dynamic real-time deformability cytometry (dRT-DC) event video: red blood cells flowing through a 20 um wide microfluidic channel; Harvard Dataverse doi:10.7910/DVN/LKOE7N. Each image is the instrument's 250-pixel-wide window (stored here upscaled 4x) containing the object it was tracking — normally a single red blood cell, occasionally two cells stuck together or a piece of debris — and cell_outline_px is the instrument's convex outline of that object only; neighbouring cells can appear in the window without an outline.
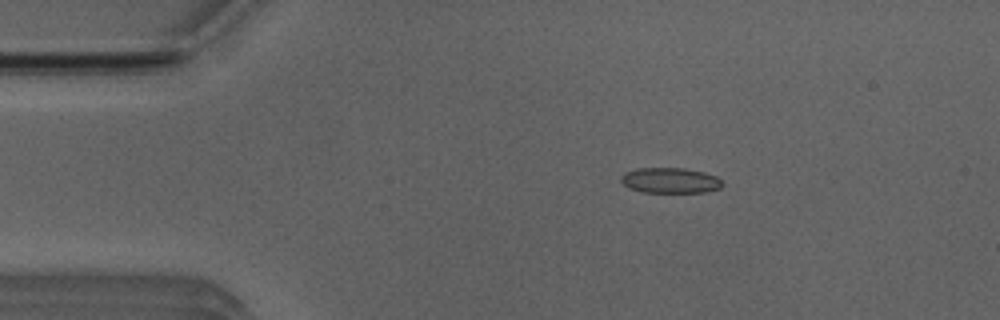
{"species": "Egyptian fruit bat (a non-hibernating species)", "species_latin": "Rousettus aegyptiacus", "temperature_condition": "room temperature", "stored_images_in_passage": 51, "camera_frame_rate_fps": 3000, "um_per_image_px": 0.085, "animal": {"sex": "male"}, "frame": {"image": 1, "passage_image": 9, "time_ms": 2.667, "image_size_px": [1000, 320], "cell_outline_px": [[724, 184], [720, 188], [704, 192], [644, 192], [628, 188], [620, 180], [620, 176], [624, 172], [636, 168], [684, 168], [704, 172], [716, 176]], "centroid_in_image_um": [56.94, 15.33], "position_along_channel_um": 28.1, "area_um2": 15.09}}
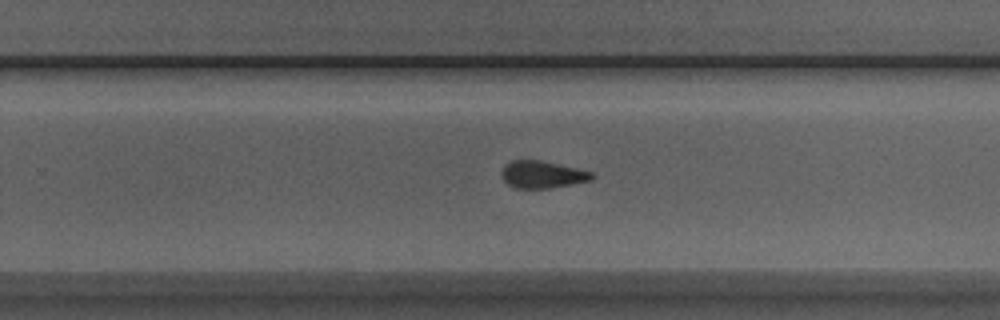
{"frame": {"image": 2, "passage_image": 32, "time_ms": 10.333, "image_size_px": [1000, 320], "cell_outline_px": [[596, 176], [592, 180], [552, 188], [516, 188], [508, 184], [500, 176], [500, 172], [512, 160], [540, 160], [576, 168], [592, 172]], "centroid_in_image_um": [46.11, 14.84], "position_along_channel_um": 283.7, "area_um2": 14.28}}
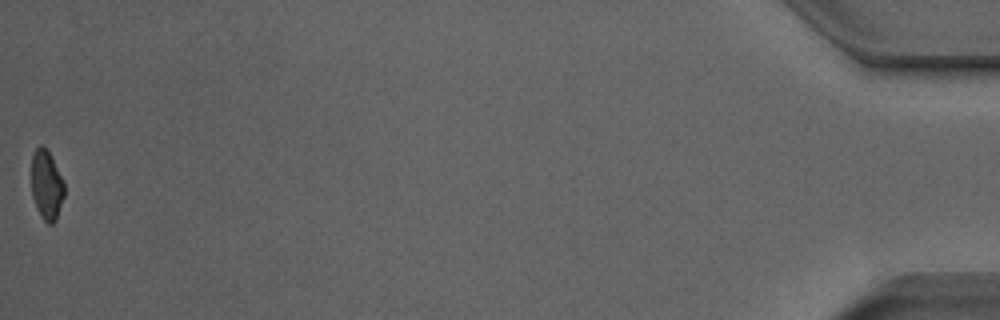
{"frame": {"image": 3, "passage_image": 51, "time_ms": 16.667, "image_size_px": [1000, 320], "cell_outline_px": [[64, 196], [56, 220], [52, 224], [48, 224], [40, 216], [36, 208], [32, 196], [32, 156], [36, 148], [40, 144], [48, 148], [64, 180]], "centroid_in_image_um": [3.97, 15.7], "position_along_channel_um": 431.2, "area_um2": 13.58}, "authors_computed_cell_mechanics": {"area_um2": 14.9702, "velocity_mm_per_s": 4.0203, "shape_relaxation_time_tau1_ms": 6.1186, "shape_relaxation_time_tau2_ms": 2.2596, "deformation_change_tau1": 0.1314, "deformation_change_tau2": 0.077}}